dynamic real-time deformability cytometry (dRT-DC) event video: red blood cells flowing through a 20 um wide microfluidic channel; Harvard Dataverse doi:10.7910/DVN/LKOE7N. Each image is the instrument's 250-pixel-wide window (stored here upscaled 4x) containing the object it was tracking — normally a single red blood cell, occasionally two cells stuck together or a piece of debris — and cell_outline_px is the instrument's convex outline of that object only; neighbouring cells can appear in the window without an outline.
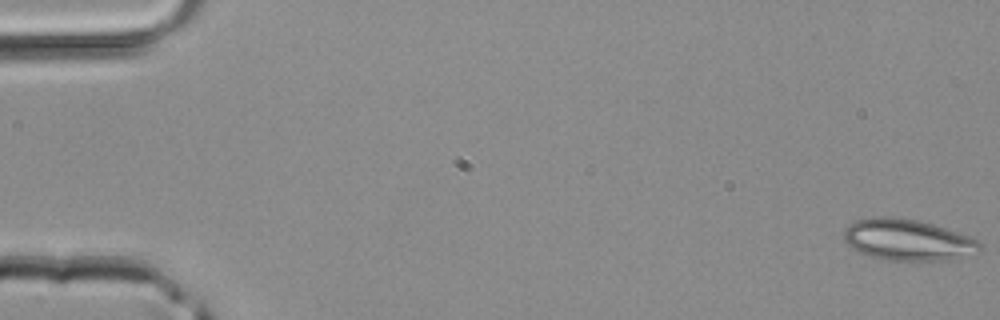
{"species": "common noctule bat (a hibernating species)", "species_latin": "Nyctalus noctula", "temperature_condition": "room temperature", "stored_images_in_passage": 44, "camera_frame_rate_fps": 3000, "um_per_image_px": 0.085, "animal": {"sex": "male", "body_mass_g": 20.4}, "frame": {"image": 1, "passage_image": 1, "time_ms": 0.0, "image_size_px": [1000, 320], "cell_outline_px": [[980, 252], [976, 256], [944, 260], [888, 260], [872, 256], [860, 252], [852, 248], [844, 240], [844, 232], [848, 224], [856, 220], [872, 216], [892, 216], [916, 220], [932, 224], [968, 236], [976, 240], [980, 244]], "centroid_in_image_um": [77.16, 20.39], "position_along_channel_um": 7.8, "area_um2": 32.71}}
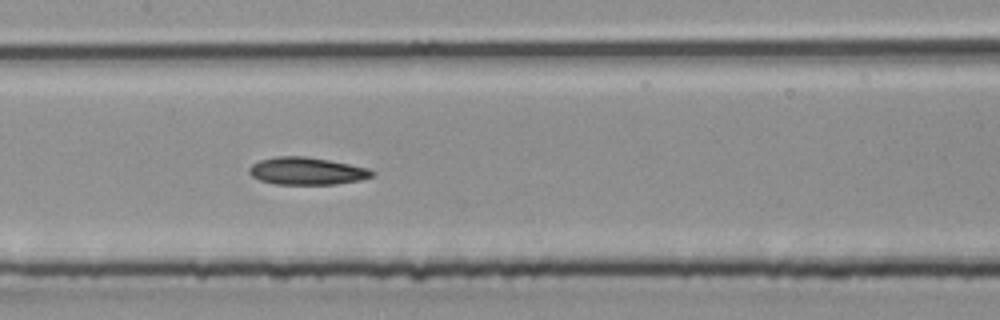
{"frame": {"image": 2, "passage_image": 22, "time_ms": 7.0, "image_size_px": [1000, 320], "cell_outline_px": [[376, 172], [372, 176], [360, 180], [336, 184], [276, 184], [260, 180], [252, 176], [248, 172], [248, 168], [252, 164], [260, 160], [276, 156], [304, 156], [328, 160], [368, 168]], "centroid_in_image_um": [26.06, 14.54], "position_along_channel_um": 181.3, "area_um2": 19.54}}
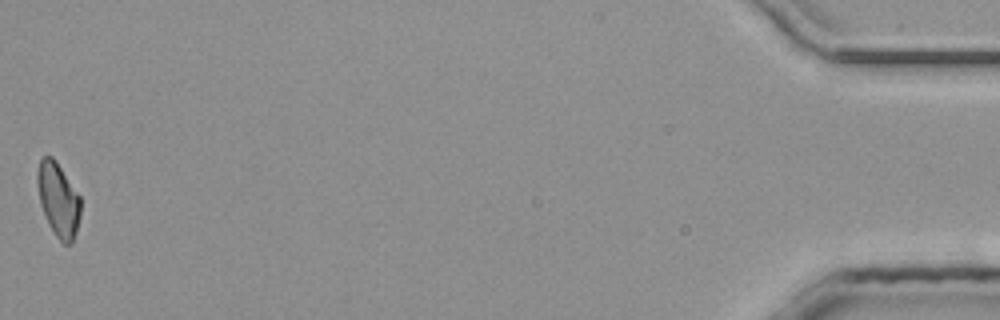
{"frame": {"image": 3, "passage_image": 44, "time_ms": 14.333, "image_size_px": [1000, 320], "cell_outline_px": [[80, 216], [76, 232], [72, 244], [64, 244], [56, 236], [48, 224], [40, 204], [36, 184], [36, 172], [40, 160], [44, 156], [52, 156], [56, 160], [80, 196]], "centroid_in_image_um": [4.94, 16.96], "position_along_channel_um": 430.3, "area_um2": 18.79}}